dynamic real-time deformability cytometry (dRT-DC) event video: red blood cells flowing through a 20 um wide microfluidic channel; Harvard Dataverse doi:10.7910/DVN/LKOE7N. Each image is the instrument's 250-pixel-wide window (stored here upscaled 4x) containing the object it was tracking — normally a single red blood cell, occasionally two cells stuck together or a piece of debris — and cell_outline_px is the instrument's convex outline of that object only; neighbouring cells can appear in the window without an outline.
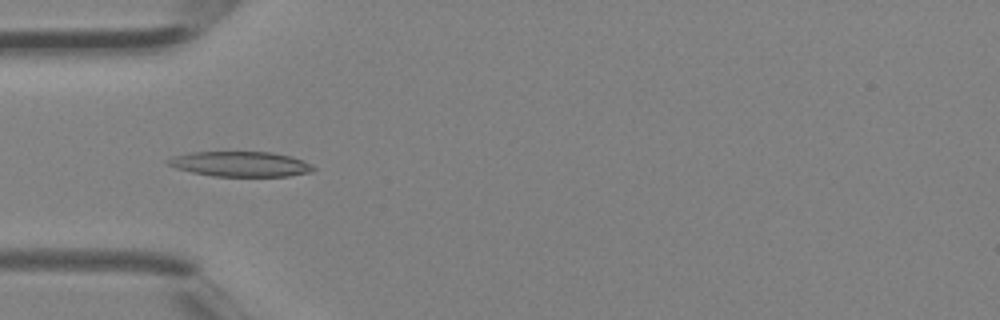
{"species": "Egyptian fruit bat (a non-hibernating species)", "species_latin": "Rousettus aegyptiacus", "temperature_condition": "room temperature", "stored_images_in_passage": 3, "camera_frame_rate_fps": 3000, "um_per_image_px": 0.085, "animal": {"sex": "female"}, "frame": {"image": 1, "passage_image": 3, "time_ms": 0.667, "image_size_px": [1000, 320], "cell_outline_px": [[316, 168], [312, 172], [288, 176], [212, 176], [192, 172], [176, 168], [168, 164], [168, 160], [172, 156], [192, 152], [272, 152], [292, 156], [304, 160], [312, 164]], "centroid_in_image_um": [20.5, 13.94], "position_along_channel_um": 64.5, "area_um2": 21.33}}